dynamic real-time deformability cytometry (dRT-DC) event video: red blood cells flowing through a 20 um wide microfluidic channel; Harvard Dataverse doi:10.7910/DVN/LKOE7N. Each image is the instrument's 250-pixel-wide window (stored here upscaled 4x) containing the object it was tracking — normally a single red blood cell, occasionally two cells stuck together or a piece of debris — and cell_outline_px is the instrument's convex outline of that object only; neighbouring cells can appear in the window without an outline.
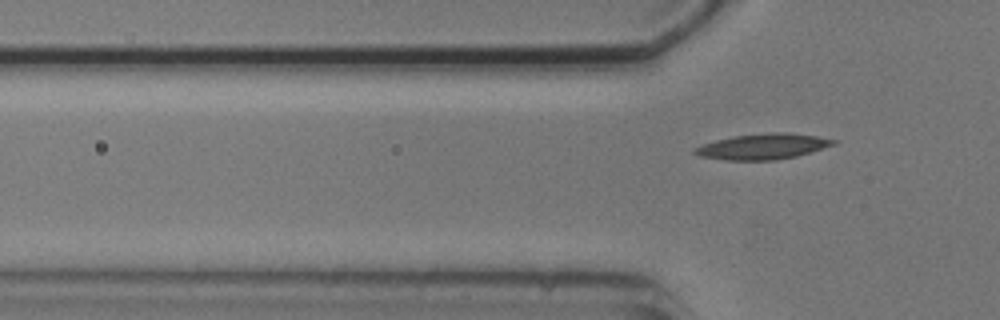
{"species": "common noctule bat (a hibernating species)", "species_latin": "Nyctalus noctula", "temperature_condition": "cold", "stored_images_in_passage": 4, "camera_frame_rate_fps": 3000, "um_per_image_px": 0.085, "animal": {"sex": "male", "body_mass_g": 20.5, "forearm_length_mm": 52.5}, "frame": {"image": 1, "passage_image": 4, "time_ms": 3.333, "image_size_px": [1000, 320], "cell_outline_px": [[840, 140], [836, 144], [812, 152], [796, 156], [776, 160], [724, 160], [700, 156], [692, 152], [692, 148], [716, 140], [736, 136], [772, 132], [788, 132], [816, 136]], "centroid_in_image_um": [64.88, 12.45], "position_along_channel_um": 60.9, "area_um2": 20.75}}